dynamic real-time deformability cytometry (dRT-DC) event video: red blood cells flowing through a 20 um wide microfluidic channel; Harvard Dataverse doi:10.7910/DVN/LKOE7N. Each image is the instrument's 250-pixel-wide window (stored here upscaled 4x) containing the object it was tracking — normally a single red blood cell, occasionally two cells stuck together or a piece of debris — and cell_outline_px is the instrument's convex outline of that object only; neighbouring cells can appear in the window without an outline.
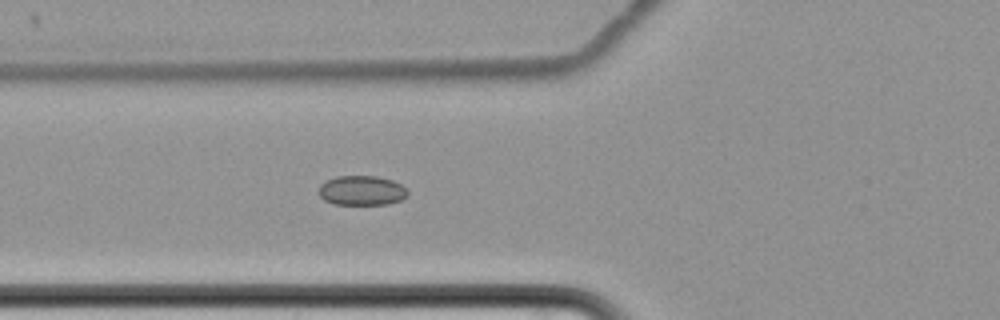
{"species": "common noctule bat (a hibernating species)", "species_latin": "Nyctalus noctula", "temperature_condition": "cold", "stored_images_in_passage": 7, "camera_frame_rate_fps": 3000, "um_per_image_px": 0.085, "animal": {"sex": "female", "body_mass_g": 22.7, "forearm_length_mm": 54.2}, "frame": {"image": 1, "passage_image": 7, "time_ms": 7.333, "image_size_px": [1000, 320], "cell_outline_px": [[408, 196], [400, 200], [388, 204], [332, 204], [324, 200], [316, 192], [320, 184], [336, 176], [376, 176], [392, 180], [400, 184], [408, 192]], "centroid_in_image_um": [30.71, 16.19], "position_along_channel_um": 95.1, "area_um2": 15.43}}